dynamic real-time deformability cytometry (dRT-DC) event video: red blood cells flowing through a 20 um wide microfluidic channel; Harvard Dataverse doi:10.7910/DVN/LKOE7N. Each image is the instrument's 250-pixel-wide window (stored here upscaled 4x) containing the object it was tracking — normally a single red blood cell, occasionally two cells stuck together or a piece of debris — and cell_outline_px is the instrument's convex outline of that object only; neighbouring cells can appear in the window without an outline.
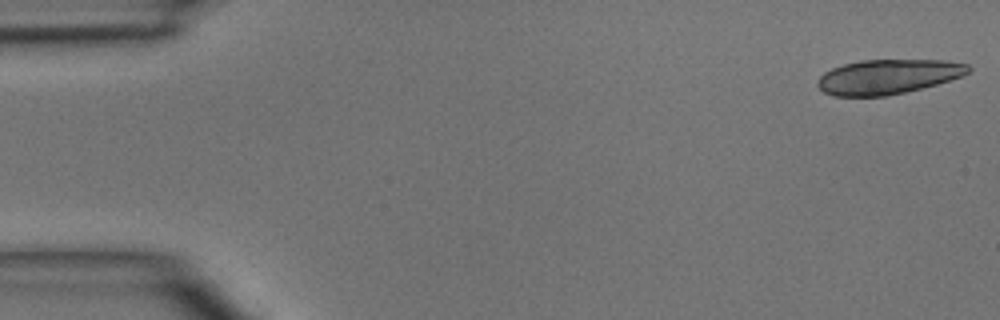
{"species": "common noctule bat (a hibernating species)", "species_latin": "Nyctalus noctula", "temperature_condition": "room temperature", "stored_images_in_passage": 16, "camera_frame_rate_fps": 3000, "um_per_image_px": 0.085, "animal": {"sex": "male", "body_mass_g": 15.6}, "frame": {"image": 1, "passage_image": 1, "time_ms": 0.0, "image_size_px": [1000, 320], "cell_outline_px": [[972, 68], [964, 76], [936, 84], [888, 96], [832, 96], [824, 92], [816, 84], [820, 76], [824, 72], [832, 68], [844, 64], [860, 60], [944, 60], [968, 64]], "centroid_in_image_um": [75.47, 6.52], "position_along_channel_um": 9.5, "area_um2": 30.46}}